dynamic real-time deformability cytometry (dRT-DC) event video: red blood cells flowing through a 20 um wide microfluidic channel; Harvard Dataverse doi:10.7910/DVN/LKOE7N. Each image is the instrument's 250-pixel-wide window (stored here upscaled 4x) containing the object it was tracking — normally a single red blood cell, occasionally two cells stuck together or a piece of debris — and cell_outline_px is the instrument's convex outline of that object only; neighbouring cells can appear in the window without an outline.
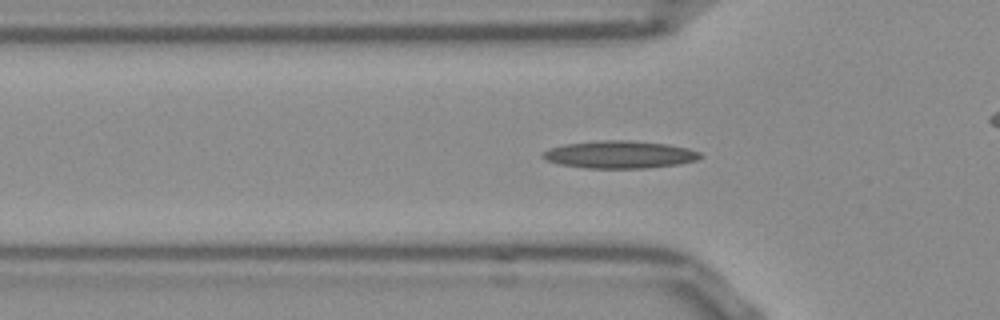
{"species": "Egyptian fruit bat (a non-hibernating species)", "species_latin": "Rousettus aegyptiacus", "temperature_condition": "room temperature", "stored_images_in_passage": 52, "camera_frame_rate_fps": 3000, "um_per_image_px": 0.085, "frame": {"image": 1, "passage_image": 15, "time_ms": 4.667, "image_size_px": [1000, 320], "cell_outline_px": [[704, 156], [696, 160], [680, 164], [644, 168], [588, 168], [560, 164], [544, 160], [540, 156], [548, 148], [564, 144], [600, 140], [628, 140], [668, 144], [688, 148], [700, 152]], "centroid_in_image_um": [52.67, 13.13], "position_along_channel_um": 73.1, "area_um2": 25.37}}
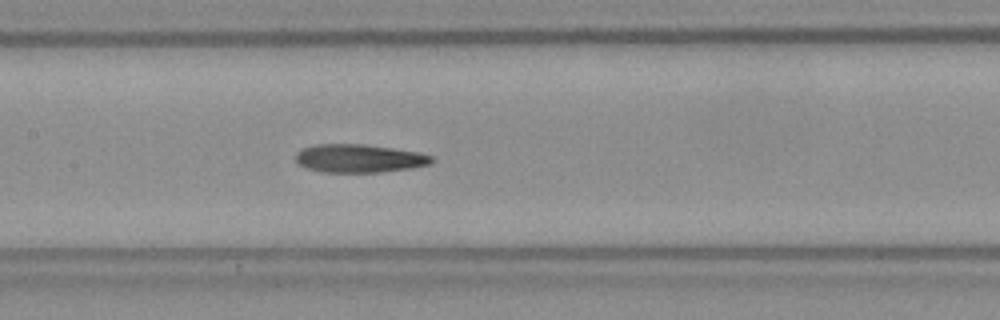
{"frame": {"image": 2, "passage_image": 23, "time_ms": 7.333, "image_size_px": [1000, 320], "cell_outline_px": [[432, 164], [412, 168], [380, 172], [324, 172], [304, 168], [296, 160], [296, 152], [304, 148], [316, 144], [360, 144], [392, 148], [416, 152], [432, 156]], "centroid_in_image_um": [30.51, 13.47], "position_along_channel_um": 176.9, "area_um2": 22.25}}
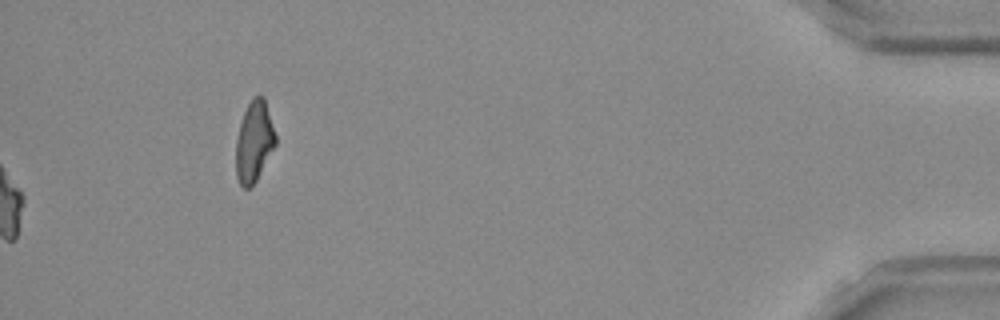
{"frame": {"image": 3, "passage_image": 52, "time_ms": 17.0, "image_size_px": [1000, 320], "cell_outline_px": [[276, 144], [252, 188], [244, 188], [240, 184], [236, 176], [236, 140], [240, 124], [244, 112], [248, 104], [256, 96], [264, 96], [276, 136]], "centroid_in_image_um": [21.6, 12.07], "position_along_channel_um": 413.6, "area_um2": 18.5}, "authors_computed_cell_mechanics": {"area_um2": 22.1952, "velocity_mm_per_s": 3.8462, "shape_relaxation_time_tau1_ms": null, "shape_relaxation_time_tau2_ms": 5.7801, "deformation_change_tau1": null, "deformation_change_tau2": 0.1703}}